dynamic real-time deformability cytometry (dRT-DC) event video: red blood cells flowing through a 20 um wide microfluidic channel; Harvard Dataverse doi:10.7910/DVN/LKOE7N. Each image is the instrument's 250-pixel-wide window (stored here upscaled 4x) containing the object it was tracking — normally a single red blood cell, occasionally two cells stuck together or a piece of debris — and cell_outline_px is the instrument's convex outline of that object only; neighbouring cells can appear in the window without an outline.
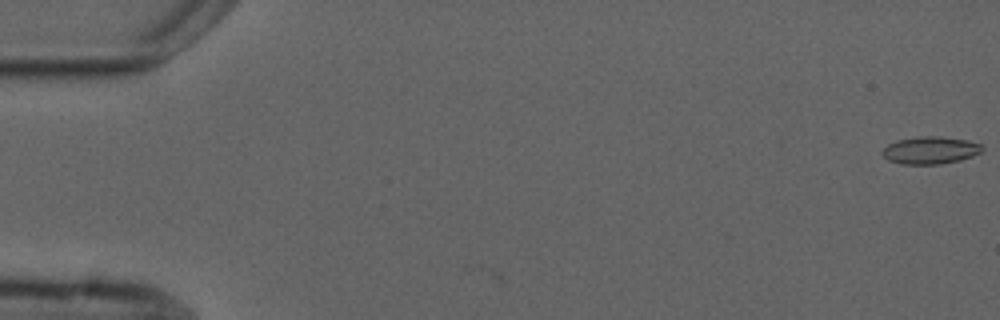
{"species": "common noctule bat (a hibernating species)", "species_latin": "Nyctalus noctula", "temperature_condition": "cold", "stored_images_in_passage": 8, "camera_frame_rate_fps": 3000, "um_per_image_px": 0.085, "animal": {"sex": "male", "forearm_length_mm": 52.5}, "frame": {"image": 1, "passage_image": 1, "time_ms": 0.0, "image_size_px": [1000, 320], "cell_outline_px": [[984, 148], [980, 152], [972, 156], [960, 160], [940, 164], [900, 164], [888, 160], [880, 152], [888, 144], [896, 140], [920, 136], [940, 136], [968, 140], [984, 144]], "centroid_in_image_um": [79.09, 12.76], "position_along_channel_um": 5.9, "area_um2": 16.13}}
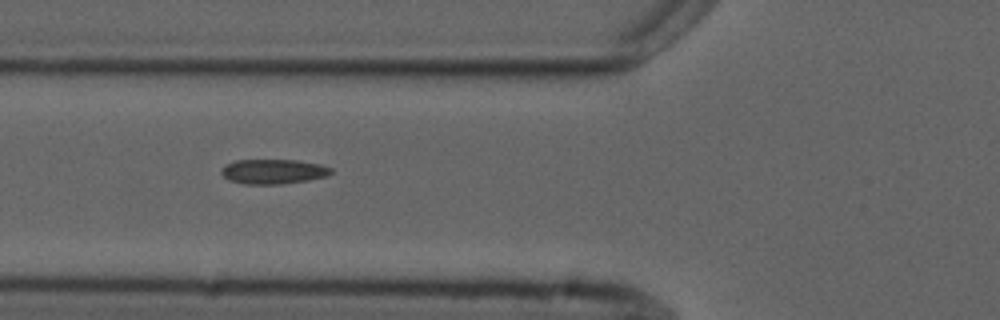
{"frame": {"image": 2, "passage_image": 6, "time_ms": 6.667, "image_size_px": [1000, 320], "cell_outline_px": [[332, 172], [328, 176], [308, 180], [280, 184], [244, 184], [228, 180], [220, 172], [220, 168], [236, 160], [296, 160], [320, 164], [332, 168]], "centroid_in_image_um": [23.23, 14.58], "position_along_channel_um": 102.6, "area_um2": 15.84}}
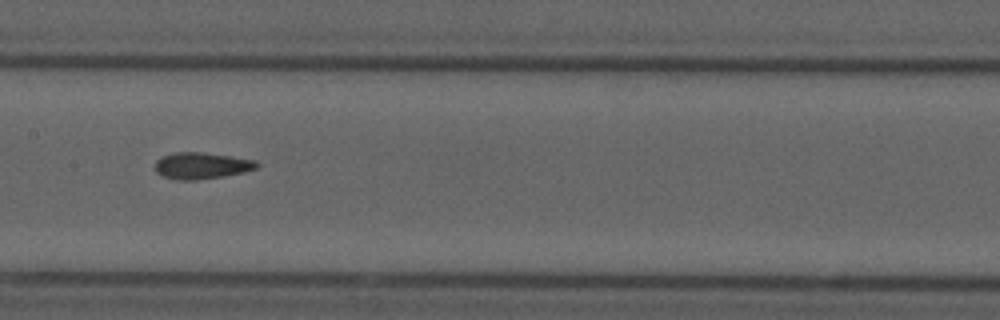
{"frame": {"image": 3, "passage_image": 8, "time_ms": 9.0, "image_size_px": [1000, 320], "cell_outline_px": [[260, 164], [256, 168], [244, 172], [224, 176], [196, 180], [176, 180], [164, 176], [156, 172], [156, 160], [164, 156], [176, 152], [200, 152], [256, 160]], "centroid_in_image_um": [17.15, 14.09], "position_along_channel_um": 190.3, "area_um2": 15.55}}